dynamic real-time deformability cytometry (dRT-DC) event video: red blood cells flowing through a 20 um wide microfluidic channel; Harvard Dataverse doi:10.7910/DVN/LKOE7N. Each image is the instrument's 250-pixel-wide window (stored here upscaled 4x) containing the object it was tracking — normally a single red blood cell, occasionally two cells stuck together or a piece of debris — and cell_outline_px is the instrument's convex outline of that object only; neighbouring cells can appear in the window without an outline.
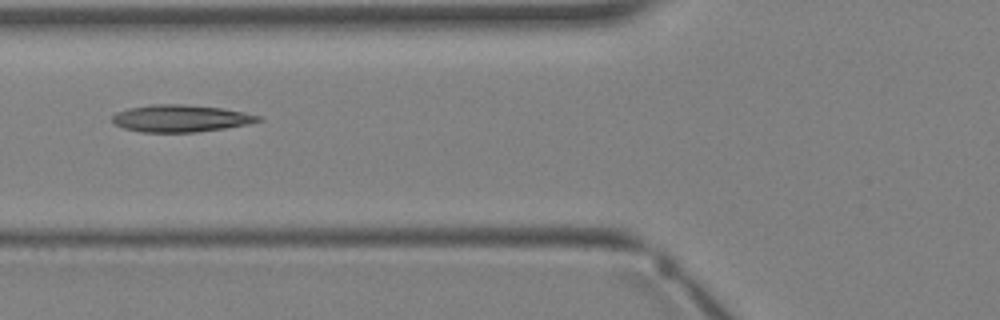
{"species": "Egyptian fruit bat (a non-hibernating species)", "species_latin": "Rousettus aegyptiacus", "temperature_condition": "warm", "stored_images_in_passage": 4, "camera_frame_rate_fps": 3000, "um_per_image_px": 0.085, "animal": {"sex": "female"}, "frame": {"image": 1, "passage_image": 4, "time_ms": 3.667, "image_size_px": [1000, 320], "cell_outline_px": [[264, 120], [248, 124], [224, 128], [196, 132], [144, 132], [124, 128], [116, 124], [112, 120], [112, 116], [116, 112], [128, 108], [152, 104], [184, 104], [224, 108], [244, 112], [260, 116]], "centroid_in_image_um": [15.38, 10.05], "position_along_channel_um": 110.4, "area_um2": 23.06}}